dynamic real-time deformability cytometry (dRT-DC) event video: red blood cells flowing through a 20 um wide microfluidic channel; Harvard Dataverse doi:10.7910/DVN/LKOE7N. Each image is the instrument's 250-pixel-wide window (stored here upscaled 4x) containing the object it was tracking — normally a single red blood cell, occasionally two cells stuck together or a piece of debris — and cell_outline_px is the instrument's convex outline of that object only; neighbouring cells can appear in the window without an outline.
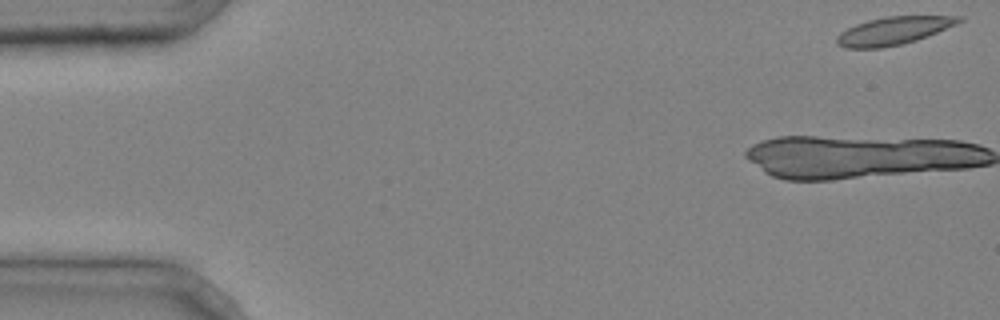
{"species": "common noctule bat (a hibernating species)", "species_latin": "Nyctalus noctula", "temperature_condition": "cold", "stored_images_in_passage": 4, "camera_frame_rate_fps": 3000, "um_per_image_px": 0.085, "animal": {"sex": "male", "body_mass_g": 20.4}, "frame": {"image": 1, "passage_image": 1, "time_ms": 0.0, "image_size_px": [1000, 320], "cell_outline_px": [[964, 20], [956, 24], [928, 36], [916, 40], [900, 44], [880, 48], [844, 48], [836, 44], [836, 36], [840, 32], [856, 24], [868, 20], [884, 16], [960, 16]], "centroid_in_image_um": [75.91, 2.61], "position_along_channel_um": 9.1, "area_um2": 19.77}}